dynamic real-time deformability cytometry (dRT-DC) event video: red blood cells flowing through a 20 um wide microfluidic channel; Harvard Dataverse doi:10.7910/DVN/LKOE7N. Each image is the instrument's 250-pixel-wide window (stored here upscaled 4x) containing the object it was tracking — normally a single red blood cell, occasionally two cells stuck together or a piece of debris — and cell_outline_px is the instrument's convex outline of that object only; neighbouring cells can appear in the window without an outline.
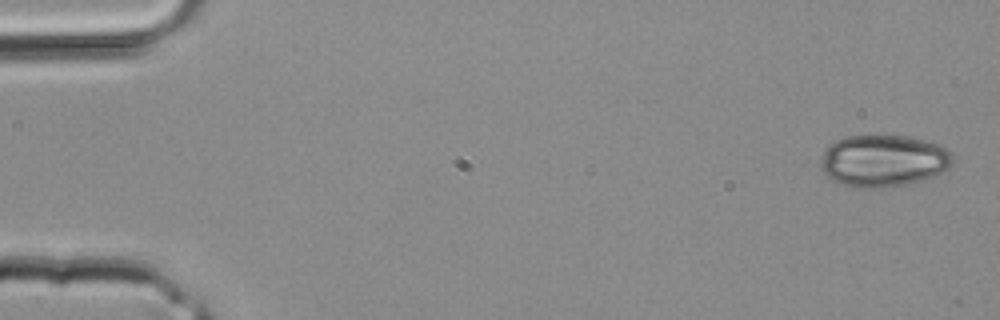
{"species": "common noctule bat (a hibernating species)", "species_latin": "Nyctalus noctula", "temperature_condition": "room temperature", "stored_images_in_passage": 2, "camera_frame_rate_fps": 3000, "um_per_image_px": 0.085, "animal": {"sex": "male", "body_mass_g": 20.4}, "frame": {"image": 1, "passage_image": 2, "time_ms": 0.333, "image_size_px": [1000, 320], "cell_outline_px": [[952, 164], [948, 168], [932, 176], [920, 180], [904, 184], [876, 188], [860, 188], [844, 184], [832, 180], [820, 168], [820, 160], [824, 148], [836, 140], [848, 136], [904, 136], [924, 140], [940, 144], [948, 148], [952, 156]], "centroid_in_image_um": [75.06, 13.65], "position_along_channel_um": 9.9, "area_um2": 39.77}}